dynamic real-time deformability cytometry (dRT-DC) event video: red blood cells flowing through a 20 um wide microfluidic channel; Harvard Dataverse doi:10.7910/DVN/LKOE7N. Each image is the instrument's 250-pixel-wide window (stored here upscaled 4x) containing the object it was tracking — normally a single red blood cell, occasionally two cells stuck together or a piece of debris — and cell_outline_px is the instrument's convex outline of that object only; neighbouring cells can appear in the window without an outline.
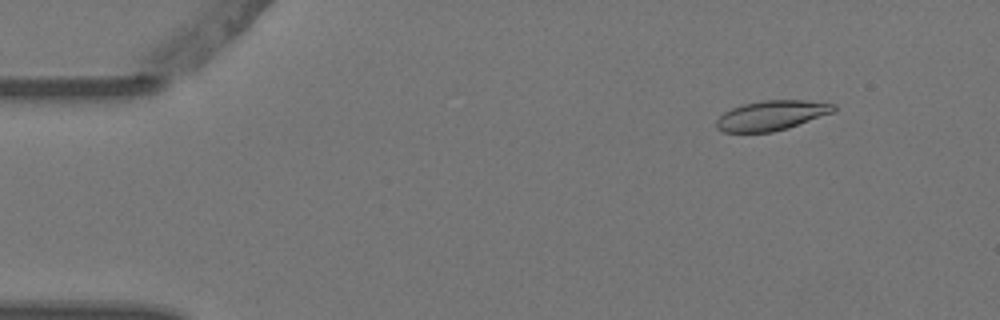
{"species": "Egyptian fruit bat (a non-hibernating species)", "species_latin": "Rousettus aegyptiacus", "temperature_condition": "warm", "stored_images_in_passage": 5, "camera_frame_rate_fps": 3000, "um_per_image_px": 0.085, "animal": {"sex": "female"}, "frame": {"image": 1, "passage_image": 2, "time_ms": 0.333, "image_size_px": [1000, 320], "cell_outline_px": [[836, 108], [832, 112], [788, 128], [772, 132], [724, 132], [716, 128], [716, 120], [724, 112], [732, 108], [744, 104], [760, 100], [808, 100], [836, 104]], "centroid_in_image_um": [65.56, 9.8], "position_along_channel_um": 19.4, "area_um2": 20.29}}
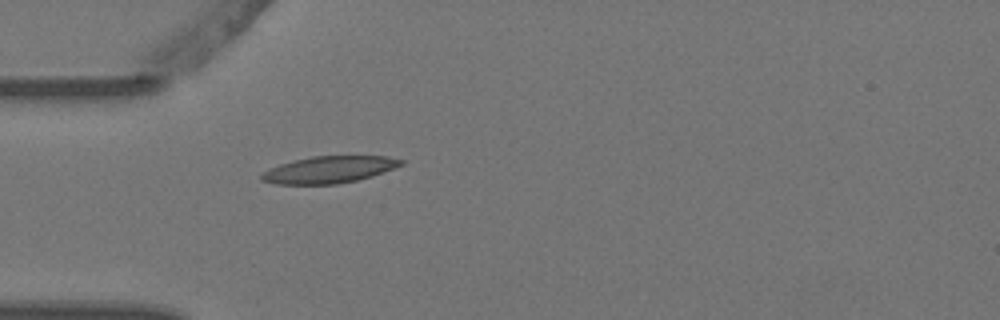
{"frame": {"image": 2, "passage_image": 5, "time_ms": 1.333, "image_size_px": [1000, 320], "cell_outline_px": [[404, 164], [372, 176], [356, 180], [336, 184], [276, 184], [260, 180], [260, 176], [268, 168], [280, 164], [312, 156], [388, 156], [404, 160]], "centroid_in_image_um": [27.97, 14.42], "position_along_channel_um": 57.0, "area_um2": 21.73}}